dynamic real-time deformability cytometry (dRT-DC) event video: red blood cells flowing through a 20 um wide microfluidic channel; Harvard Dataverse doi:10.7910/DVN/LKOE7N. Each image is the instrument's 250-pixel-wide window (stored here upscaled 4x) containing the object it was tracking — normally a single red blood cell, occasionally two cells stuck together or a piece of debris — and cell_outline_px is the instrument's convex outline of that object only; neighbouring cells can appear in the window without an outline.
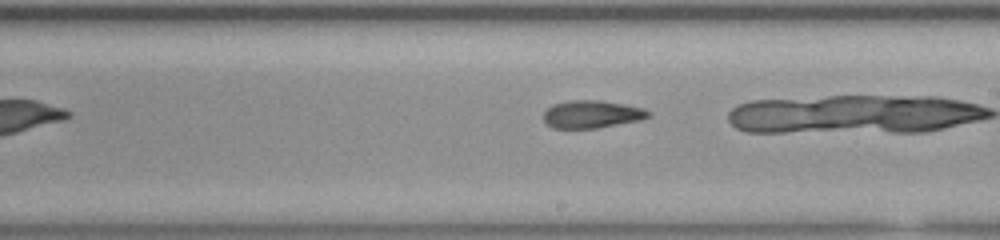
{"species": "common noctule bat (a hibernating species)", "species_latin": "Nyctalus noctula", "temperature_condition": "room temperature", "stored_images_in_passage": 13, "camera_frame_rate_fps": 3000, "um_per_image_px": 0.085, "animal": {"sex": "female", "body_mass_g": 23.0, "forearm_length_mm": 53.4}, "frame": {"image": 1, "passage_image": 11, "time_ms": 3.333, "image_size_px": [1000, 240], "cell_outline_px": [[652, 116], [640, 120], [596, 128], [552, 128], [544, 120], [544, 112], [552, 104], [572, 100], [600, 100], [644, 108], [652, 112]], "centroid_in_image_um": [50.33, 9.7], "position_along_channel_um": 238.7, "area_um2": 16.88}}